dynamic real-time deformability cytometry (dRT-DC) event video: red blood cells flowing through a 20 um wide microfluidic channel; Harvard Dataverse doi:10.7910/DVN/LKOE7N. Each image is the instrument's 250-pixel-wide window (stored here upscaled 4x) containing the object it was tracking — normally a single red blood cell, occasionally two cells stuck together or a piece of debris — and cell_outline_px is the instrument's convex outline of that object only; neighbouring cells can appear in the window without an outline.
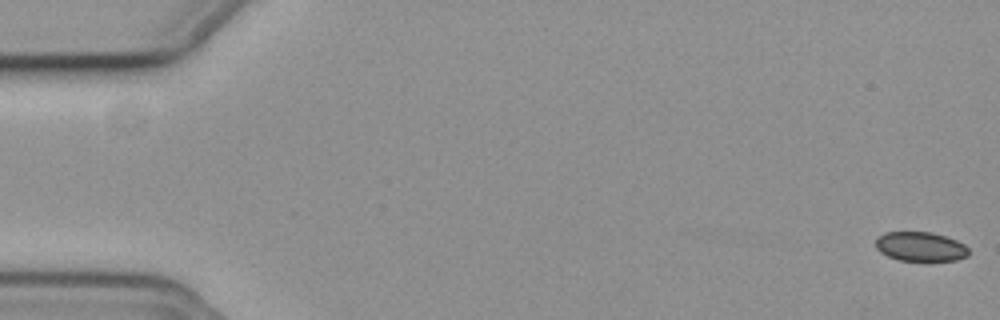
{"species": "common noctule bat (a hibernating species)", "species_latin": "Nyctalus noctula", "temperature_condition": "cold", "stored_images_in_passage": 11, "camera_frame_rate_fps": 3000, "um_per_image_px": 0.085, "animal": {"sex": "female", "body_mass_g": 19.3, "forearm_length_mm": 54.1}, "frame": {"image": 1, "passage_image": 1, "time_ms": 0.0, "image_size_px": [1000, 320], "cell_outline_px": [[968, 256], [956, 260], [900, 260], [888, 256], [880, 252], [876, 248], [876, 240], [884, 232], [928, 232], [944, 236], [956, 240], [964, 244], [968, 248]], "centroid_in_image_um": [78.24, 20.96], "position_along_channel_um": 6.8, "area_um2": 15.66}}